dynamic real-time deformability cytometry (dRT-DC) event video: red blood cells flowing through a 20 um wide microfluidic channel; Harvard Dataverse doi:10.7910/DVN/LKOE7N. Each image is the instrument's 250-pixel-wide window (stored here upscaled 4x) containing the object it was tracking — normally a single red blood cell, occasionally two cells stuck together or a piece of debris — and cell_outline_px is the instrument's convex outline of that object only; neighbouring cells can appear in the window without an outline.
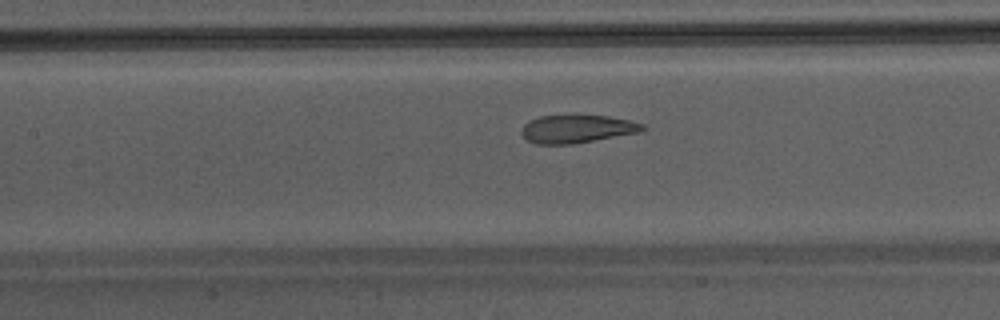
{"species": "Egyptian fruit bat (a non-hibernating species)", "species_latin": "Rousettus aegyptiacus", "temperature_condition": "warm", "stored_images_in_passage": 33, "camera_frame_rate_fps": 3000, "um_per_image_px": 0.085, "animal": {"sex": "male"}, "frame": {"image": 1, "passage_image": 12, "time_ms": 3.667, "image_size_px": [1000, 320], "cell_outline_px": [[644, 128], [640, 132], [572, 144], [536, 144], [528, 140], [520, 132], [524, 124], [528, 120], [540, 116], [572, 112], [608, 116], [628, 120], [644, 124]], "centroid_in_image_um": [49.0, 10.9], "position_along_channel_um": 158.4, "area_um2": 20.46}}
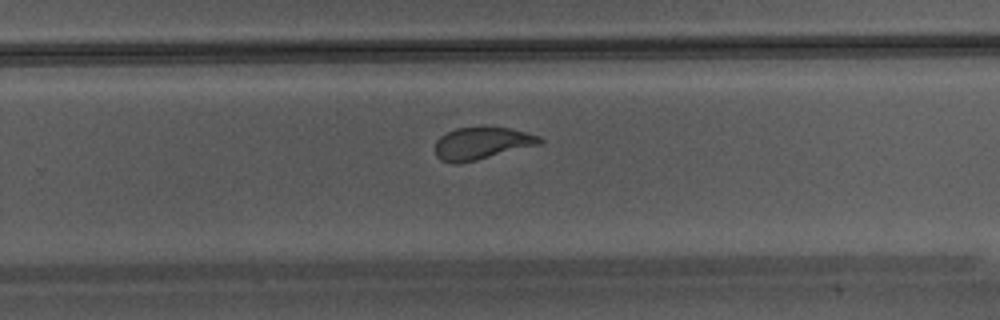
{"frame": {"image": 2, "passage_image": 21, "time_ms": 6.667, "image_size_px": [1000, 320], "cell_outline_px": [[544, 140], [540, 144], [476, 160], [456, 164], [452, 164], [440, 160], [436, 156], [436, 140], [440, 136], [456, 128], [508, 128], [540, 136]], "centroid_in_image_um": [40.92, 12.2], "position_along_channel_um": 288.9, "area_um2": 19.31}}
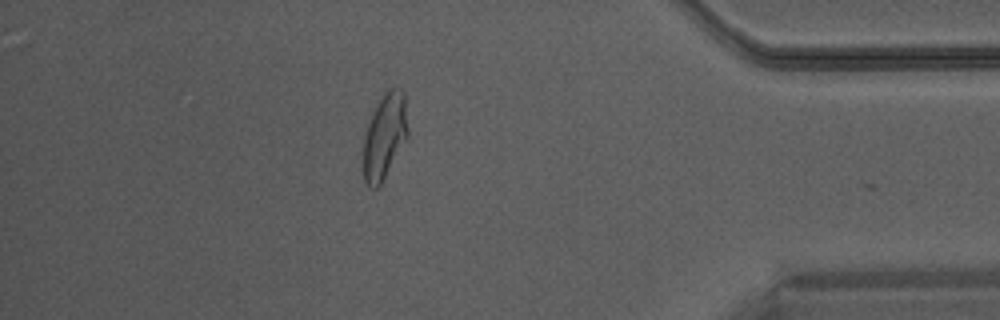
{"frame": {"image": 3, "passage_image": 31, "time_ms": 10.0, "image_size_px": [1000, 320], "cell_outline_px": [[408, 136], [380, 184], [376, 188], [372, 188], [364, 180], [364, 136], [368, 124], [376, 104], [384, 92], [388, 88], [400, 88], [404, 92], [408, 128]], "centroid_in_image_um": [32.7, 11.52], "position_along_channel_um": 402.5, "area_um2": 21.79}}